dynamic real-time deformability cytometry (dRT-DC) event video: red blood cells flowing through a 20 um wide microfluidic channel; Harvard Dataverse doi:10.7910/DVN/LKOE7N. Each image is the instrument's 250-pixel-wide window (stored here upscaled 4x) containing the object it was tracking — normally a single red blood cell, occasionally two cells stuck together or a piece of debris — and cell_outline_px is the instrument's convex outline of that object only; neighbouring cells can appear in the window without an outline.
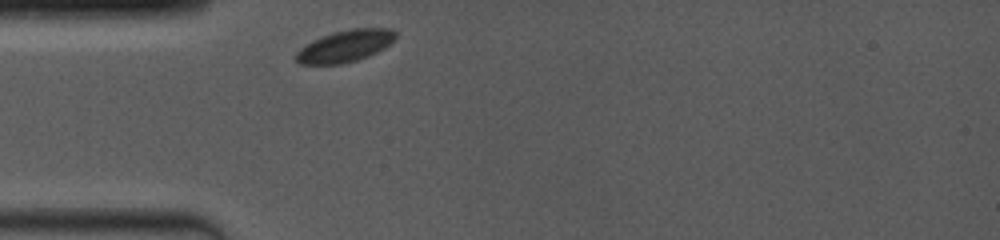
{"species": "common noctule bat (a hibernating species)", "species_latin": "Nyctalus noctula", "temperature_condition": "room temperature", "stored_images_in_passage": 20, "camera_frame_rate_fps": 4000, "um_per_image_px": 0.085, "animal": {"sex": "female", "body_mass_g": 19.0, "forearm_length_mm": 53.3}, "frame": {"image": 1, "passage_image": 1, "time_ms": 0.0, "image_size_px": [1000, 240], "cell_outline_px": [[396, 36], [392, 44], [368, 56], [356, 60], [340, 64], [300, 64], [296, 60], [296, 52], [304, 44], [320, 36], [332, 32], [352, 28], [392, 28], [396, 32]], "centroid_in_image_um": [29.34, 3.89], "position_along_channel_um": 55.7, "area_um2": 18.67}}
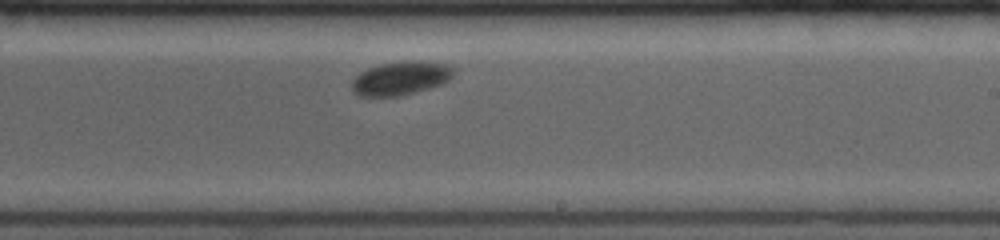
{"frame": {"image": 2, "passage_image": 12, "time_ms": 5.5, "image_size_px": [1000, 240], "cell_outline_px": [[452, 76], [448, 80], [440, 84], [428, 88], [400, 96], [360, 96], [352, 92], [352, 80], [360, 72], [368, 68], [380, 64], [420, 60], [444, 64], [452, 68]], "centroid_in_image_um": [34.0, 6.66], "position_along_channel_um": 255.0, "area_um2": 19.59}}
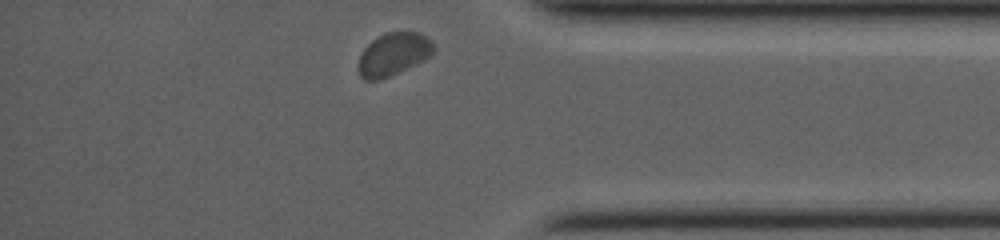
{"frame": {"image": 3, "passage_image": 20, "time_ms": 9.5, "image_size_px": [1000, 240], "cell_outline_px": [[436, 48], [424, 60], [416, 64], [380, 80], [364, 80], [360, 76], [360, 56], [364, 48], [376, 36], [388, 32], [420, 32], [428, 36], [436, 44]], "centroid_in_image_um": [33.48, 4.58], "position_along_channel_um": 401.7, "area_um2": 18.73}, "authors_computed_cell_mechanics": {"area_um2": 19.4208, "velocity_mm_per_s": 3.7276, "shape_relaxation_time_tau1_ms": 1.4442, "shape_relaxation_time_tau2_ms": null, "deformation_change_tau1": 0.0227, "deformation_change_tau2": null}}